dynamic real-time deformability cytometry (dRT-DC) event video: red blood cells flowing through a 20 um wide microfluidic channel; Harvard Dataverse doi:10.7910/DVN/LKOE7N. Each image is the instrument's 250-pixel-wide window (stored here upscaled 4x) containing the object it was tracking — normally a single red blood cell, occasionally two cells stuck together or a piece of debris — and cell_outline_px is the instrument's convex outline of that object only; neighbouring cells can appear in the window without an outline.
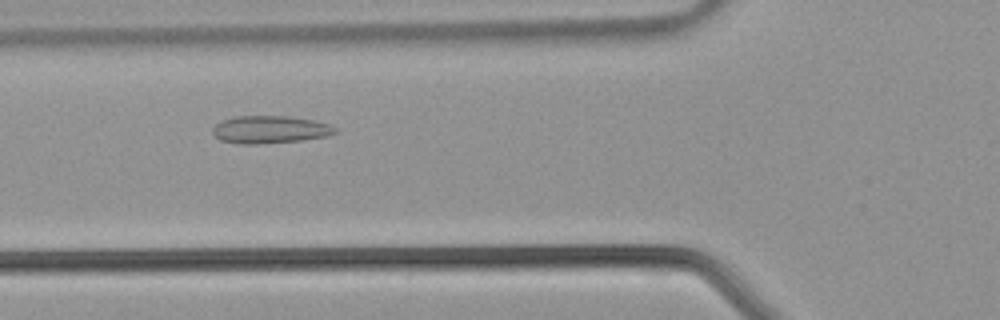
{"species": "common noctule bat (a hibernating species)", "species_latin": "Nyctalus noctula", "temperature_condition": "warm", "stored_images_in_passage": 35, "camera_frame_rate_fps": 3000, "um_per_image_px": 0.085, "animal": {"sex": "male", "body_mass_g": 21.5, "forearm_length_mm": 52.0}, "frame": {"image": 1, "passage_image": 10, "time_ms": 3.0, "image_size_px": [1000, 320], "cell_outline_px": [[340, 132], [328, 136], [300, 140], [256, 144], [240, 144], [220, 140], [212, 132], [212, 128], [216, 124], [224, 120], [236, 116], [288, 116], [316, 120], [332, 124]], "centroid_in_image_um": [23.01, 11.0], "position_along_channel_um": 102.8, "area_um2": 19.83}}
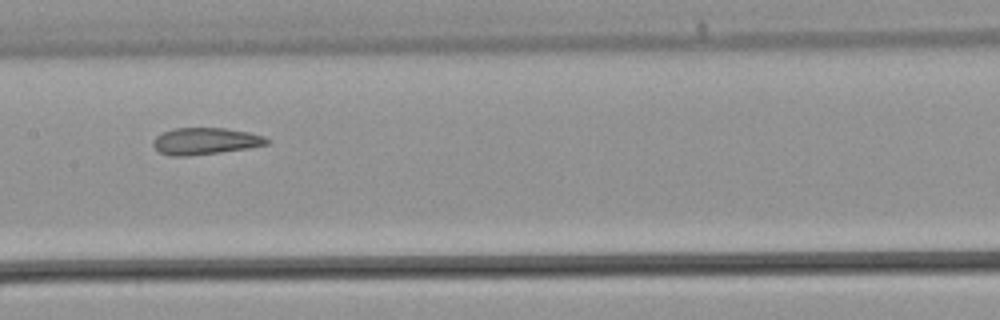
{"frame": {"image": 2, "passage_image": 15, "time_ms": 4.667, "image_size_px": [1000, 320], "cell_outline_px": [[272, 140], [268, 144], [248, 148], [220, 152], [188, 156], [172, 156], [160, 152], [152, 144], [152, 140], [156, 136], [172, 128], [224, 128], [248, 132], [264, 136]], "centroid_in_image_um": [17.46, 11.99], "position_along_channel_um": 189.9, "area_um2": 17.74}}
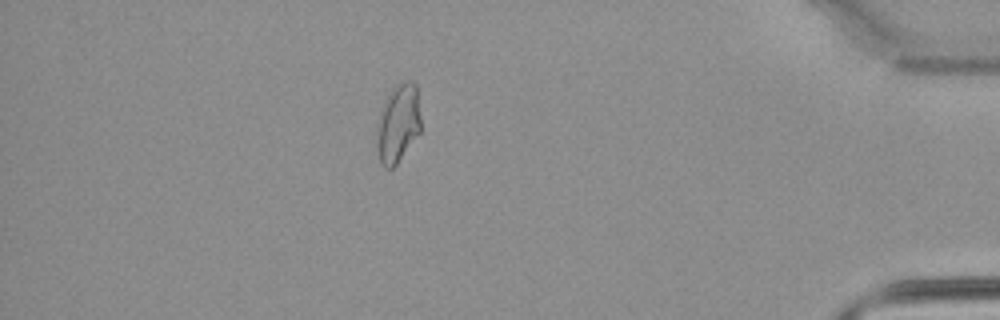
{"frame": {"image": 3, "passage_image": 30, "time_ms": 9.667, "image_size_px": [1000, 320], "cell_outline_px": [[420, 132], [396, 164], [392, 168], [384, 168], [380, 164], [376, 148], [376, 144], [380, 116], [384, 104], [392, 88], [396, 84], [408, 80], [412, 80], [416, 84], [420, 116]], "centroid_in_image_um": [33.84, 10.5], "position_along_channel_um": 401.4, "area_um2": 19.83}}